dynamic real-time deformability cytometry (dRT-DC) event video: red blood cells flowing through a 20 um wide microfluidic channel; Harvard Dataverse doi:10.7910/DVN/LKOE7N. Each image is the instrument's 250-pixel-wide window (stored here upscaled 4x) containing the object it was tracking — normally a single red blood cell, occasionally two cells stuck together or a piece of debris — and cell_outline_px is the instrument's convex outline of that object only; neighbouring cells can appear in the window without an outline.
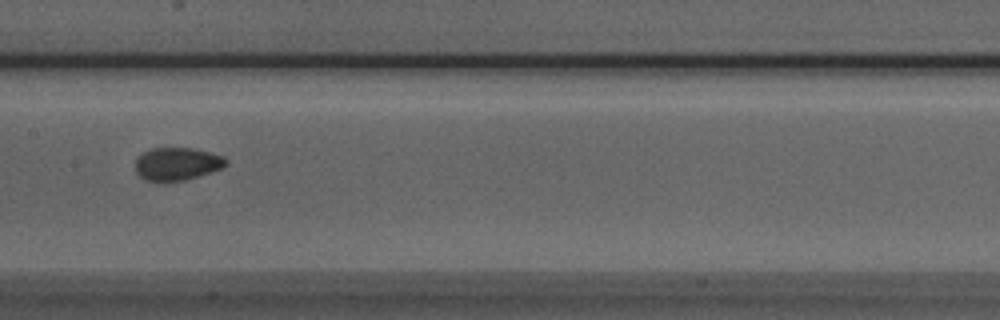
{"species": "Egyptian fruit bat (a non-hibernating species)", "species_latin": "Rousettus aegyptiacus", "temperature_condition": "room temperature", "stored_images_in_passage": 6, "camera_frame_rate_fps": 3000, "um_per_image_px": 0.085, "animal": {"sex": "male"}, "frame": {"image": 1, "passage_image": 4, "time_ms": 1.0, "image_size_px": [1000, 320], "cell_outline_px": [[228, 164], [212, 172], [184, 180], [164, 184], [144, 180], [136, 172], [136, 156], [152, 148], [192, 148], [224, 156], [228, 160]], "centroid_in_image_um": [15.02, 13.96], "position_along_channel_um": 192.4, "area_um2": 17.74}}
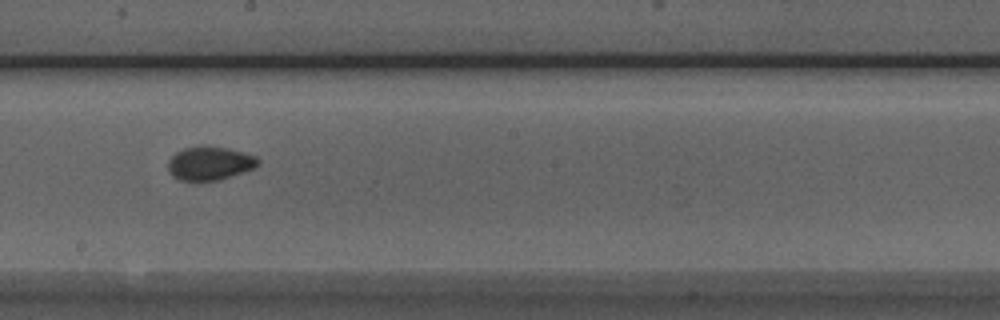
{"frame": {"image": 2, "passage_image": 5, "time_ms": 1.333, "image_size_px": [1000, 320], "cell_outline_px": [[260, 164], [256, 168], [216, 180], [180, 180], [172, 176], [168, 172], [168, 160], [176, 152], [184, 148], [200, 144], [208, 144], [228, 148], [244, 152], [256, 156], [260, 160]], "centroid_in_image_um": [17.83, 13.84], "position_along_channel_um": 230.4, "area_um2": 17.98}}
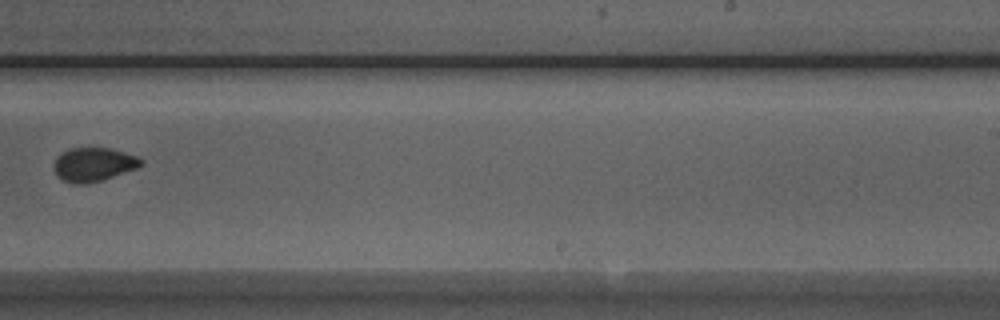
{"frame": {"image": 3, "passage_image": 6, "time_ms": 1.667, "image_size_px": [1000, 320], "cell_outline_px": [[144, 164], [136, 168], [104, 180], [88, 184], [72, 184], [60, 180], [52, 168], [56, 156], [72, 148], [108, 148], [136, 156], [144, 160]], "centroid_in_image_um": [7.92, 14.01], "position_along_channel_um": 281.1, "area_um2": 17.34}}